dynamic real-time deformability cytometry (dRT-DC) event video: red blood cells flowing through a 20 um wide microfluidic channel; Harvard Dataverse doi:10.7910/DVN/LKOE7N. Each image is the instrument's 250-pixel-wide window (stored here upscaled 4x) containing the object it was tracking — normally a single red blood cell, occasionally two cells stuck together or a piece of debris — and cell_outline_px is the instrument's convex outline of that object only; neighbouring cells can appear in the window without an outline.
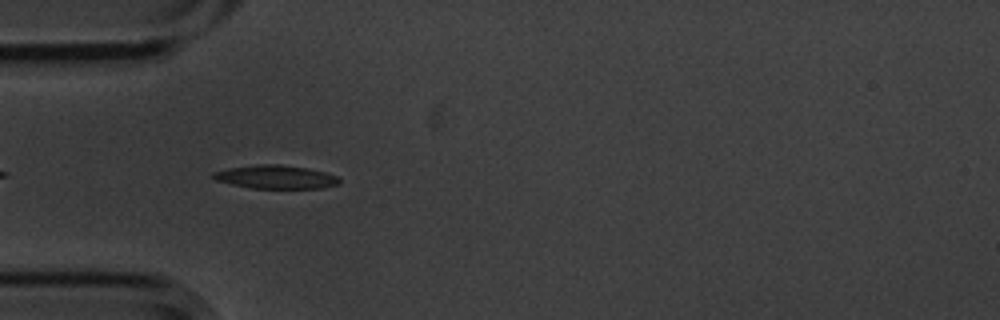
{"species": "common noctule bat (a hibernating species)", "species_latin": "Nyctalus noctula", "temperature_condition": "cold", "stored_images_in_passage": 13, "camera_frame_rate_fps": 3000, "um_per_image_px": 0.085, "animal": {"sex": "male", "body_mass_g": 20.1, "forearm_length_mm": 53.5}, "frame": {"image": 1, "passage_image": 5, "time_ms": 1.333, "image_size_px": [1000, 320], "cell_outline_px": [[340, 184], [320, 188], [252, 188], [232, 184], [216, 180], [212, 176], [212, 172], [228, 168], [260, 164], [280, 164], [308, 168], [324, 172], [336, 176], [340, 180]], "centroid_in_image_um": [23.44, 15.04], "position_along_channel_um": 61.6, "area_um2": 17.11}}
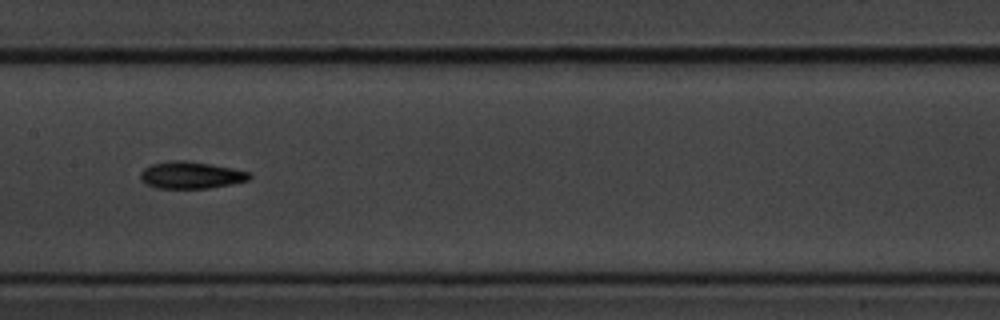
{"frame": {"image": 2, "passage_image": 8, "time_ms": 2.333, "image_size_px": [1000, 320], "cell_outline_px": [[252, 176], [248, 180], [232, 184], [208, 188], [156, 188], [140, 180], [140, 172], [144, 168], [152, 164], [172, 160], [184, 160], [232, 168], [248, 172]], "centroid_in_image_um": [16.21, 14.89], "position_along_channel_um": 191.2, "area_um2": 16.99}}
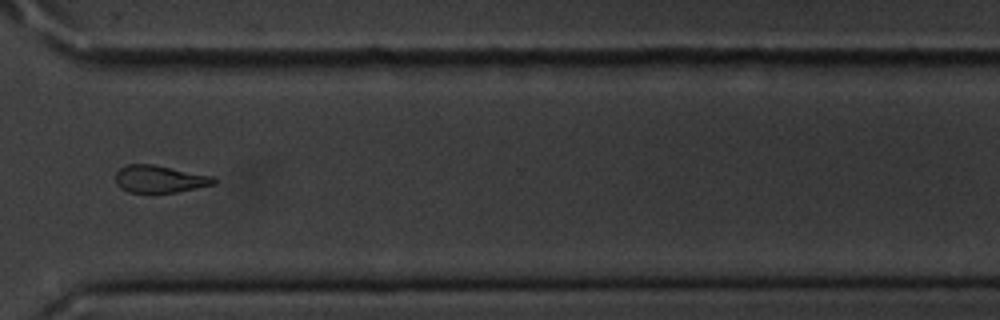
{"frame": {"image": 3, "passage_image": 12, "time_ms": 3.667, "image_size_px": [1000, 320], "cell_outline_px": [[216, 184], [176, 192], [128, 192], [120, 188], [116, 184], [116, 172], [120, 168], [128, 164], [152, 164], [212, 176], [216, 180]], "centroid_in_image_um": [13.55, 15.22], "position_along_channel_um": 357.1, "area_um2": 15.49}}